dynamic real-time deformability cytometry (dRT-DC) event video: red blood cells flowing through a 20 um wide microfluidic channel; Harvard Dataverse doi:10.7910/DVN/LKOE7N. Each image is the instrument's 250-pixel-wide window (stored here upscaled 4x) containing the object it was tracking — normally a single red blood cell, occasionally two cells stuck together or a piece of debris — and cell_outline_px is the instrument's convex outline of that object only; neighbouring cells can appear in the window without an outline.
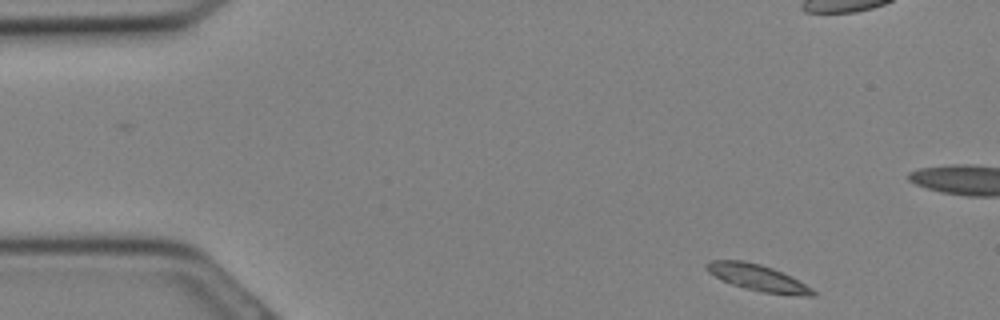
{"species": "Egyptian fruit bat (a non-hibernating species)", "species_latin": "Rousettus aegyptiacus", "temperature_condition": "cold", "stored_images_in_passage": 30, "camera_frame_rate_fps": 3000, "um_per_image_px": 0.085, "animal": {"sex": "female"}, "frame": {"image": 1, "passage_image": 1, "time_ms": 0.0, "image_size_px": [1000, 320], "cell_outline_px": [[816, 296], [804, 296], [764, 292], [744, 288], [732, 284], [708, 272], [704, 268], [704, 264], [712, 260], [744, 260], [760, 264], [772, 268], [812, 288], [816, 292]], "centroid_in_image_um": [64.37, 23.6], "position_along_channel_um": 20.6, "area_um2": 16.01}}